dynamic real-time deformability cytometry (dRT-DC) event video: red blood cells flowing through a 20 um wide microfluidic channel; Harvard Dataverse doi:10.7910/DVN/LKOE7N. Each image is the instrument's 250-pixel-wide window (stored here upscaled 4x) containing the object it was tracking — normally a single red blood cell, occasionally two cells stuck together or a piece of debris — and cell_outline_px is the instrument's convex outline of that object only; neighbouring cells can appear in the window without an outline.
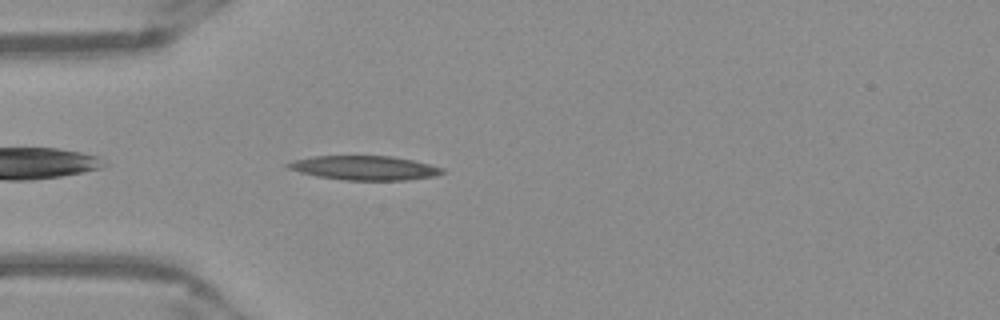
{"species": "Egyptian fruit bat (a non-hibernating species)", "species_latin": "Rousettus aegyptiacus", "temperature_condition": "warm", "stored_images_in_passage": 39, "camera_frame_rate_fps": 3000, "um_per_image_px": 0.085, "frame": {"image": 1, "passage_image": 2, "time_ms": 0.333, "image_size_px": [1000, 320], "cell_outline_px": [[444, 172], [436, 176], [408, 180], [344, 180], [316, 176], [300, 172], [288, 168], [284, 164], [292, 160], [312, 156], [392, 156], [412, 160], [444, 168]], "centroid_in_image_um": [30.96, 14.27], "position_along_channel_um": 54.0, "area_um2": 21.85}}
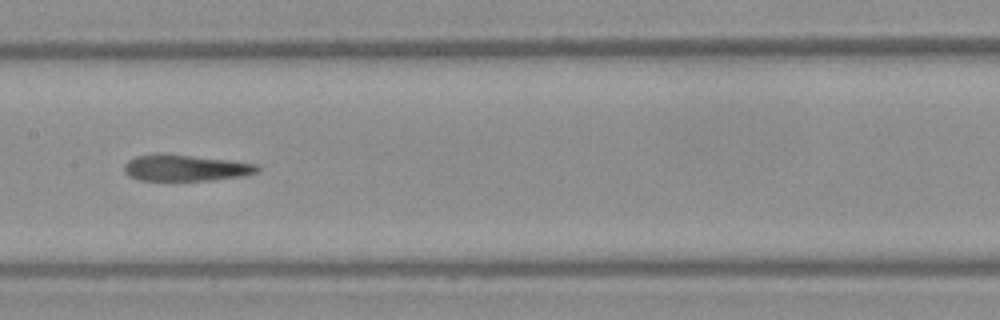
{"frame": {"image": 2, "passage_image": 13, "time_ms": 4.0, "image_size_px": [1000, 320], "cell_outline_px": [[260, 172], [248, 176], [216, 180], [140, 180], [128, 176], [124, 172], [124, 164], [128, 160], [136, 156], [156, 152], [164, 152], [228, 160], [256, 164], [260, 168]], "centroid_in_image_um": [15.78, 14.26], "position_along_channel_um": 191.6, "area_um2": 20.98}}
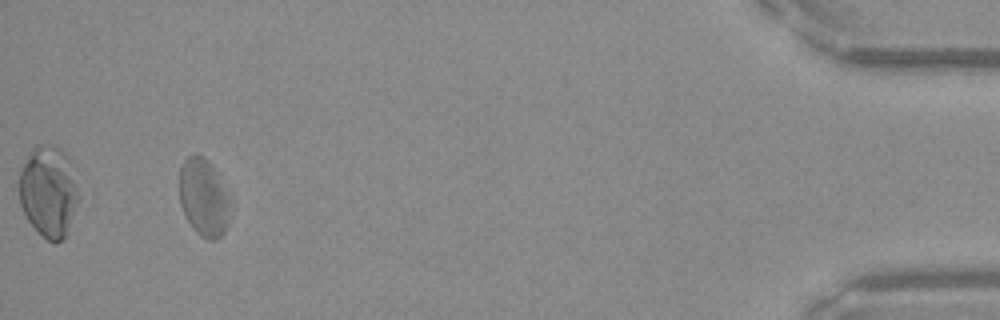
{"frame": {"image": 3, "passage_image": 36, "time_ms": 11.667, "image_size_px": [1000, 320], "cell_outline_px": [[228, 224], [224, 232], [216, 240], [208, 240], [200, 236], [192, 228], [180, 204], [180, 168], [184, 160], [188, 156], [196, 152], [204, 156], [212, 164], [224, 192], [228, 216]], "centroid_in_image_um": [17.25, 16.78], "position_along_channel_um": 418.0, "area_um2": 22.31}, "authors_computed_cell_mechanics": {"area_um2": 21.7906, "velocity_mm_per_s": 3.9213, "shape_relaxation_time_tau1_ms": null, "shape_relaxation_time_tau2_ms": 4.1139, "deformation_change_tau1": null, "deformation_change_tau2": 0.1658}}